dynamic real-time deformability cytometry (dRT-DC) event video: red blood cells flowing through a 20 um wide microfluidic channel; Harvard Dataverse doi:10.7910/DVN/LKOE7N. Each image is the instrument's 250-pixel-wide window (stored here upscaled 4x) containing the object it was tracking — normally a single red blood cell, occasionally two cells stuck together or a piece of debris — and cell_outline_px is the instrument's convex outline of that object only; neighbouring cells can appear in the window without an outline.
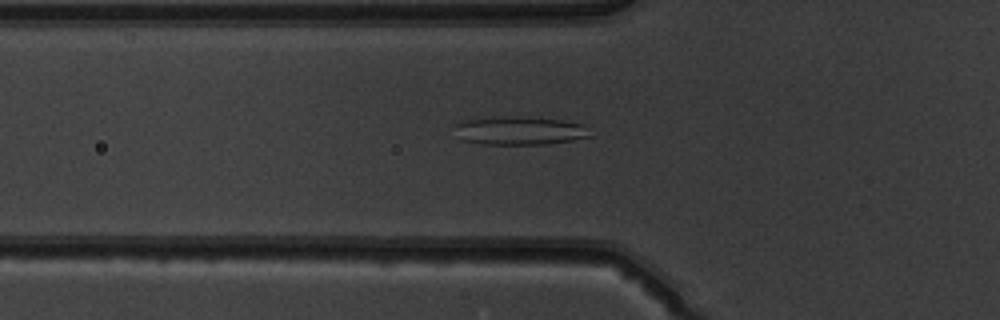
{"species": "common noctule bat (a hibernating species)", "species_latin": "Nyctalus noctula", "temperature_condition": "warm", "stored_images_in_passage": 50, "camera_frame_rate_fps": 3000, "um_per_image_px": 0.085, "animal": {"sex": "male", "body_mass_g": 19.5, "forearm_length_mm": 54.6}, "frame": {"image": 1, "passage_image": 18, "time_ms": 5.667, "image_size_px": [1000, 320], "cell_outline_px": [[592, 136], [572, 140], [548, 144], [484, 144], [460, 140], [456, 124], [460, 120], [504, 116], [560, 120], [580, 124]], "centroid_in_image_um": [44.11, 11.12], "position_along_channel_um": 81.7, "area_um2": 21.91}}
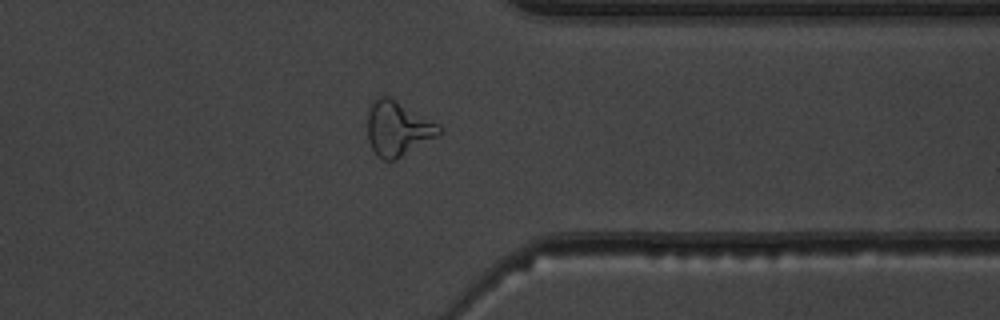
{"frame": {"image": 2, "passage_image": 40, "time_ms": 13.0, "image_size_px": [1000, 320], "cell_outline_px": [[444, 132], [440, 136], [392, 160], [384, 160], [376, 156], [368, 140], [368, 112], [372, 100], [376, 96], [388, 96], [440, 124]], "centroid_in_image_um": [33.83, 10.91], "position_along_channel_um": 377.6, "area_um2": 22.89}}
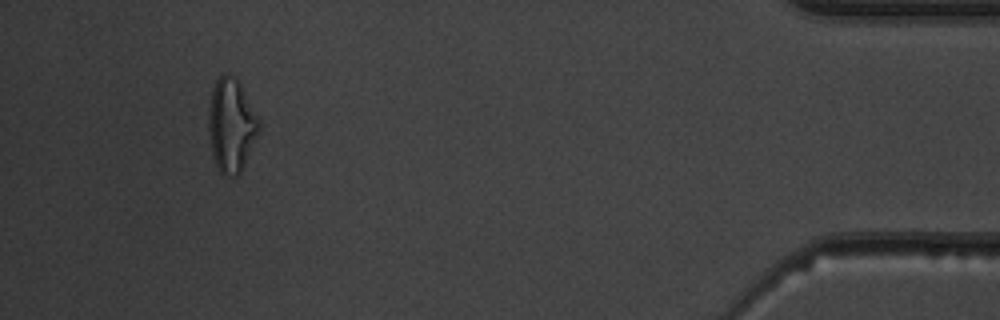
{"frame": {"image": 3, "passage_image": 47, "time_ms": 15.333, "image_size_px": [1000, 320], "cell_outline_px": [[260, 132], [240, 172], [236, 176], [232, 176], [220, 172], [216, 164], [212, 152], [208, 128], [208, 108], [212, 88], [216, 80], [224, 72], [228, 72], [236, 76], [260, 120]], "centroid_in_image_um": [19.66, 10.59], "position_along_channel_um": 415.5, "area_um2": 27.63}, "authors_computed_cell_mechanics": {"area_um2": 23.987, "velocity_mm_per_s": 4.0834, "shape_relaxation_time_tau1_ms": null, "shape_relaxation_time_tau2_ms": 2.557, "deformation_change_tau1": null, "deformation_change_tau2": 0.1312}}